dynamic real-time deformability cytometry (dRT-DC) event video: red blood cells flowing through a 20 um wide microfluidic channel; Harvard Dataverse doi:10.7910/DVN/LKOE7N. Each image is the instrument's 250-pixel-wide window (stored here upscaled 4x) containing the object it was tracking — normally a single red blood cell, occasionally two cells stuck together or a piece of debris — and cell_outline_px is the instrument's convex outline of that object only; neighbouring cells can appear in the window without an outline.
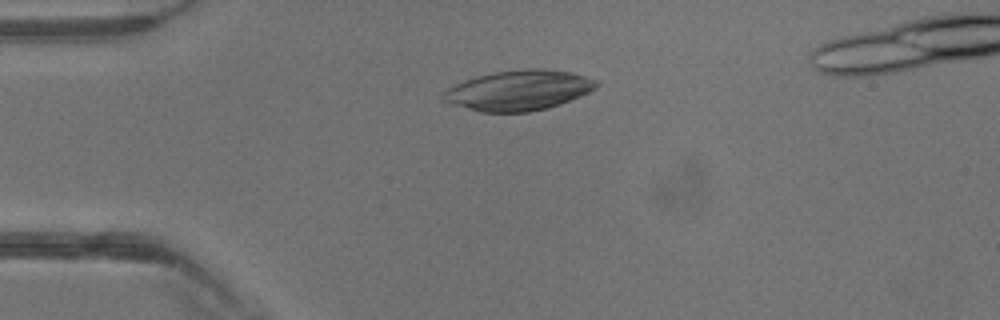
{"species": "common noctule bat (a hibernating species)", "species_latin": "Nyctalus noctula", "temperature_condition": "warm", "stored_images_in_passage": 31, "camera_frame_rate_fps": 3000, "um_per_image_px": 0.085, "animal": {"sex": "male", "body_mass_g": 13.3}, "frame": {"image": 1, "passage_image": 2, "time_ms": 0.333, "image_size_px": [1000, 320], "cell_outline_px": [[600, 84], [596, 88], [580, 96], [560, 104], [548, 108], [528, 112], [480, 112], [452, 104], [440, 100], [440, 96], [448, 88], [464, 80], [476, 76], [496, 72], [528, 68], [540, 68], [572, 72], [596, 80]], "centroid_in_image_um": [44.07, 7.68], "position_along_channel_um": 40.9, "area_um2": 35.89}}
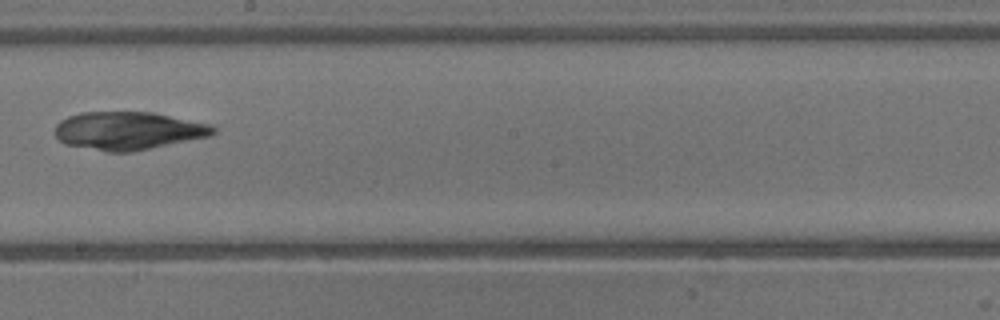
{"frame": {"image": 2, "passage_image": 15, "time_ms": 4.667, "image_size_px": [1000, 320], "cell_outline_px": [[216, 132], [212, 136], [132, 152], [104, 152], [64, 144], [56, 136], [56, 124], [60, 120], [68, 116], [80, 112], [152, 112], [212, 124], [216, 128]], "centroid_in_image_um": [10.92, 11.12], "position_along_channel_um": 237.3, "area_um2": 35.43}}
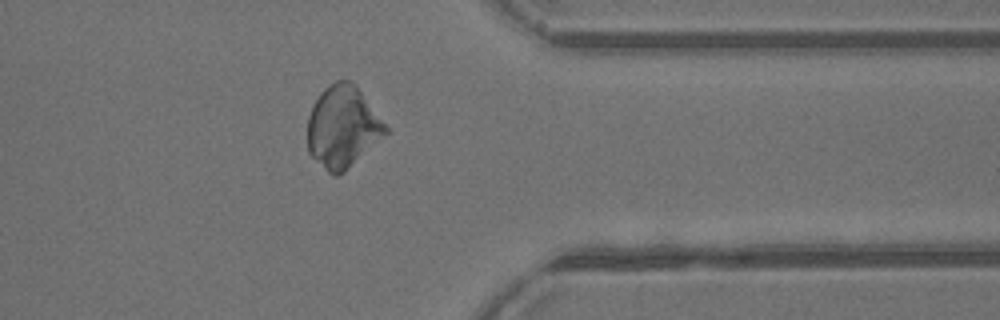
{"frame": {"image": 3, "passage_image": 24, "time_ms": 7.667, "image_size_px": [1000, 320], "cell_outline_px": [[388, 132], [344, 172], [336, 176], [332, 176], [308, 152], [308, 116], [312, 104], [320, 92], [324, 88], [336, 80], [348, 80], [356, 84], [388, 128]], "centroid_in_image_um": [29.1, 10.77], "position_along_channel_um": 382.3, "area_um2": 36.99}}